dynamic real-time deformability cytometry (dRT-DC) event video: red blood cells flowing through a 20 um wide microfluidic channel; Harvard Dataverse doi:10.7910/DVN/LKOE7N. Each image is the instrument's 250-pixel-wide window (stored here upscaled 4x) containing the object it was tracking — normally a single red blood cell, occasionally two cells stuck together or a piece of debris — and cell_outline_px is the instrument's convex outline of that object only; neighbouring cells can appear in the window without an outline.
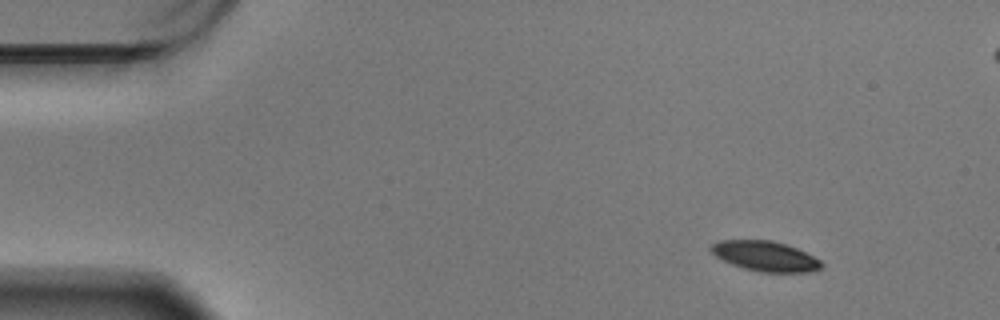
{"species": "Egyptian fruit bat (a non-hibernating species)", "species_latin": "Rousettus aegyptiacus", "temperature_condition": "warm", "stored_images_in_passage": 15, "camera_frame_rate_fps": 3000, "um_per_image_px": 0.085, "animal": {"sex": "male"}, "frame": {"image": 1, "passage_image": 1, "time_ms": 0.0, "image_size_px": [1000, 320], "cell_outline_px": [[824, 264], [820, 268], [812, 272], [760, 272], [744, 268], [732, 264], [716, 256], [708, 248], [712, 244], [720, 240], [772, 240], [796, 248], [820, 260]], "centroid_in_image_um": [65.04, 21.77], "position_along_channel_um": 20.0, "area_um2": 19.19}}
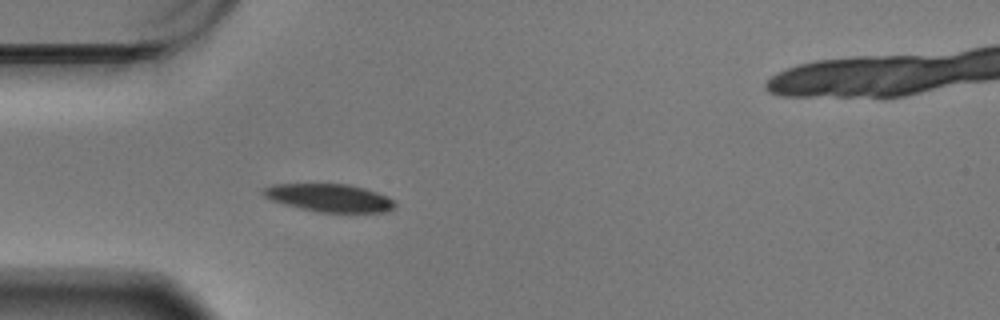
{"frame": {"image": 2, "passage_image": 12, "time_ms": 3.667, "image_size_px": [1000, 320], "cell_outline_px": [[396, 208], [388, 212], [320, 212], [300, 208], [284, 204], [272, 200], [264, 196], [260, 192], [264, 188], [272, 184], [348, 184], [364, 188], [388, 196], [396, 200]], "centroid_in_image_um": [28.04, 16.82], "position_along_channel_um": 57.0, "area_um2": 21.5}}